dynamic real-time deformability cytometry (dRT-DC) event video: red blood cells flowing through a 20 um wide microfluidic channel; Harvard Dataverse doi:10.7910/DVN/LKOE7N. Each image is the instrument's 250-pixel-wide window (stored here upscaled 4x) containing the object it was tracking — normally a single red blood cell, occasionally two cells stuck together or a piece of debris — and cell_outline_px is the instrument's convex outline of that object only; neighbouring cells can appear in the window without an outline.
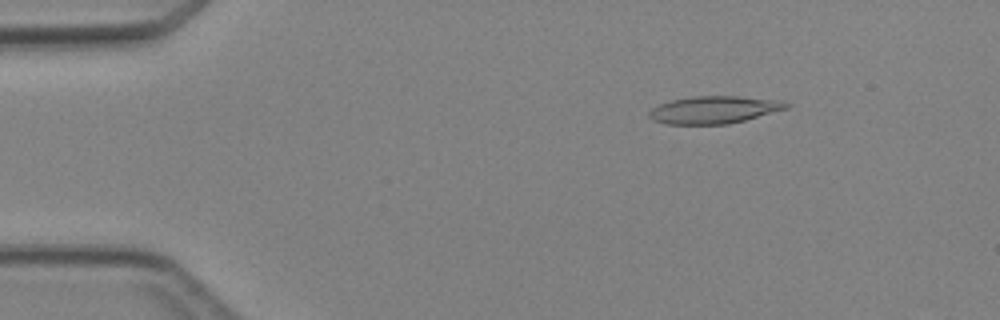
{"species": "Egyptian fruit bat (a non-hibernating species)", "species_latin": "Rousettus aegyptiacus", "temperature_condition": "cold", "stored_images_in_passage": 3, "camera_frame_rate_fps": 3000, "um_per_image_px": 0.085, "animal": {"sex": "female"}, "frame": {"image": 1, "passage_image": 1, "time_ms": 0.0, "image_size_px": [1000, 320], "cell_outline_px": [[792, 104], [788, 108], [744, 120], [728, 124], [664, 124], [652, 120], [648, 116], [648, 112], [652, 108], [660, 104], [672, 100], [692, 96], [736, 96], [780, 100]], "centroid_in_image_um": [60.67, 9.33], "position_along_channel_um": 24.3, "area_um2": 21.91}}